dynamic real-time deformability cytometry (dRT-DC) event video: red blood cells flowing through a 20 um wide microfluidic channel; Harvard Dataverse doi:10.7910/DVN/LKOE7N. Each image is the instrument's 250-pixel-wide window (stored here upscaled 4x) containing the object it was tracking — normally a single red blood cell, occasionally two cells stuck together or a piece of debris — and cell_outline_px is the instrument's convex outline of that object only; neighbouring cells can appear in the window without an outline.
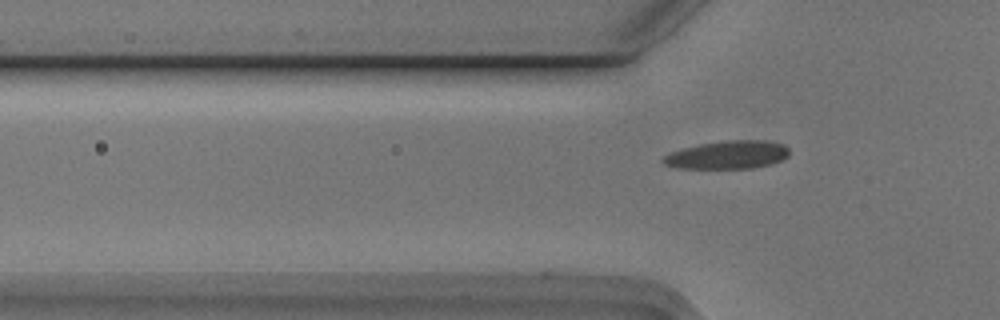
{"species": "Egyptian fruit bat (a non-hibernating species)", "species_latin": "Rousettus aegyptiacus", "temperature_condition": "cold", "stored_images_in_passage": 2, "camera_frame_rate_fps": 3000, "um_per_image_px": 0.085, "animal": {"sex": "male"}, "frame": {"image": 1, "passage_image": 2, "time_ms": 0.333, "image_size_px": [1000, 320], "cell_outline_px": [[788, 156], [784, 160], [772, 164], [752, 168], [676, 168], [664, 164], [660, 160], [664, 156], [672, 152], [684, 148], [700, 144], [724, 140], [768, 140], [784, 144], [788, 148]], "centroid_in_image_um": [61.89, 13.16], "position_along_channel_um": 63.9, "area_um2": 20.81}}